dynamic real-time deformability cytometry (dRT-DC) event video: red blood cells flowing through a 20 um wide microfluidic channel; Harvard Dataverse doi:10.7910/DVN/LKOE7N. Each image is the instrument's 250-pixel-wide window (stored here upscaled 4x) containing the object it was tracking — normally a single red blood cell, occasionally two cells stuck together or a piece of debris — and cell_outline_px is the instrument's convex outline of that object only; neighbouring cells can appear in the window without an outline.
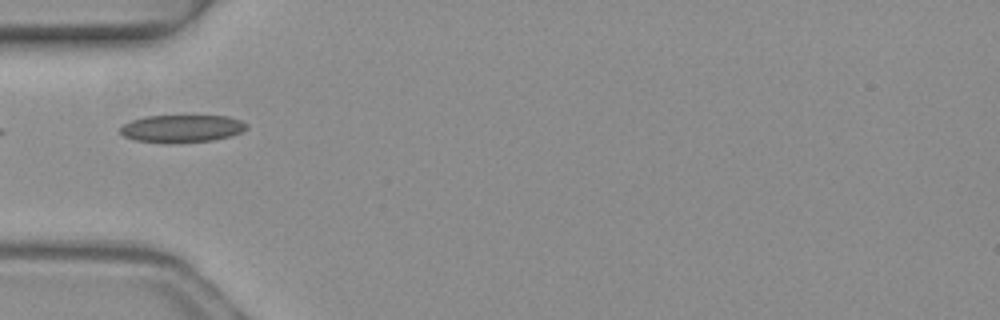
{"species": "common noctule bat (a hibernating species)", "species_latin": "Nyctalus noctula", "temperature_condition": "warm", "stored_images_in_passage": 4, "camera_frame_rate_fps": 3000, "um_per_image_px": 0.085, "animal": {"sex": "female", "body_mass_g": 19.3, "forearm_length_mm": 54.1}, "frame": {"image": 1, "passage_image": 4, "time_ms": 1.0, "image_size_px": [1000, 320], "cell_outline_px": [[248, 128], [240, 132], [228, 136], [212, 140], [132, 140], [124, 136], [120, 132], [120, 128], [124, 124], [132, 120], [144, 116], [228, 116], [240, 120], [248, 124]], "centroid_in_image_um": [15.48, 10.87], "position_along_channel_um": 69.5, "area_um2": 19.25}}